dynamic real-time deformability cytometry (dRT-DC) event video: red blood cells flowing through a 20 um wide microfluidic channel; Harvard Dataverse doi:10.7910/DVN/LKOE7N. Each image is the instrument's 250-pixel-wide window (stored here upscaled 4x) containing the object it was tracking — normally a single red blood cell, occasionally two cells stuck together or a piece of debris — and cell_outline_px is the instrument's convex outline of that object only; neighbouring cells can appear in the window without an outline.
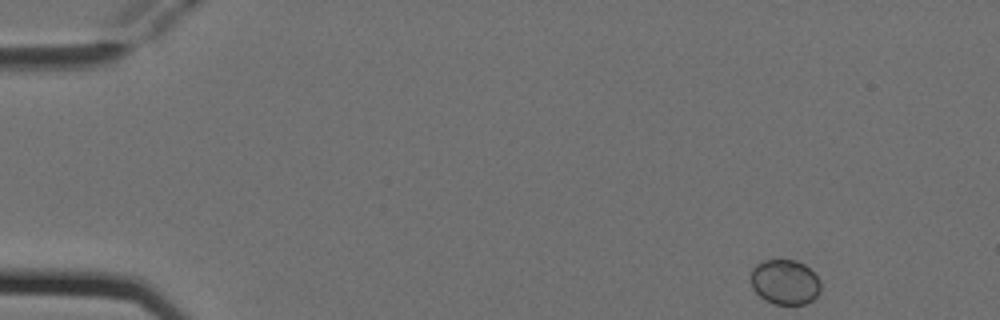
{"species": "Egyptian fruit bat (a non-hibernating species)", "species_latin": "Rousettus aegyptiacus", "temperature_condition": "cold", "stored_images_in_passage": 4, "camera_frame_rate_fps": 3000, "um_per_image_px": 0.085, "animal": {"sex": "female"}, "frame": {"image": 1, "passage_image": 1, "time_ms": 0.0, "image_size_px": [1000, 320], "cell_outline_px": [[820, 292], [812, 300], [804, 304], [776, 304], [760, 296], [752, 288], [752, 268], [756, 264], [764, 260], [796, 260], [804, 264], [820, 280]], "centroid_in_image_um": [66.73, 23.96], "position_along_channel_um": 18.3, "area_um2": 18.09}}
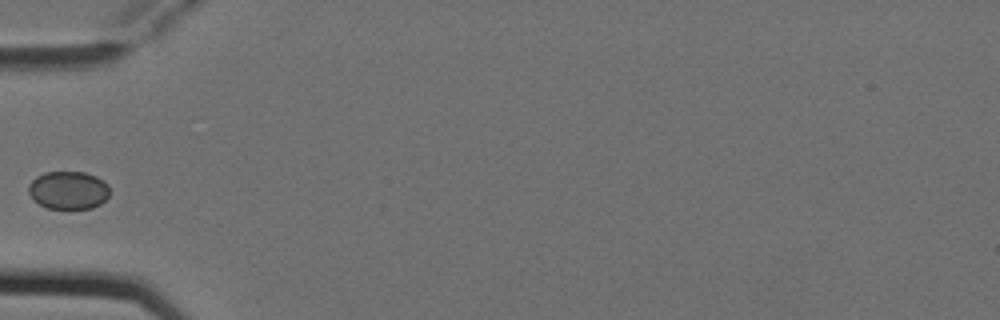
{"frame": {"image": 2, "passage_image": 4, "time_ms": 1.0, "image_size_px": [1000, 320], "cell_outline_px": [[108, 196], [100, 204], [92, 208], [48, 208], [32, 200], [28, 192], [28, 184], [36, 176], [44, 172], [84, 172], [96, 176], [108, 184]], "centroid_in_image_um": [5.78, 16.16], "position_along_channel_um": 79.2, "area_um2": 17.98}}